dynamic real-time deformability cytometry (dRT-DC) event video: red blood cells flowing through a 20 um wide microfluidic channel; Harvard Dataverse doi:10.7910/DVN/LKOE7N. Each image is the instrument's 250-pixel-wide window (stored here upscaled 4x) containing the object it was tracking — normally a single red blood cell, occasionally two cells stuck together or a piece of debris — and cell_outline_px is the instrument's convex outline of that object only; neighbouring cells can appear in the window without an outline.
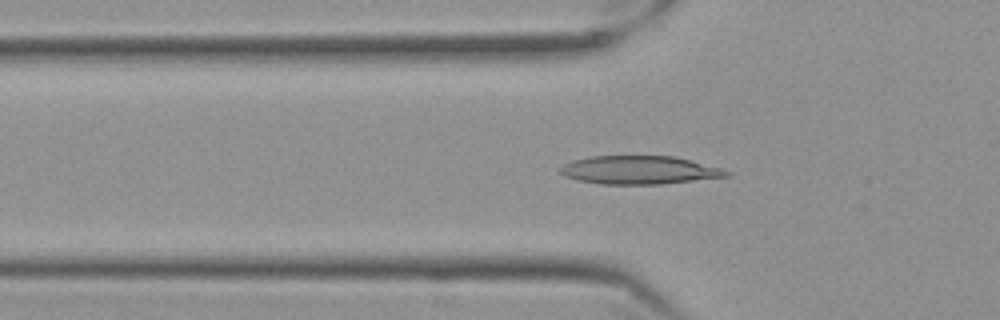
{"species": "Egyptian fruit bat (a non-hibernating species)", "species_latin": "Rousettus aegyptiacus", "temperature_condition": "cold", "stored_images_in_passage": 45, "camera_frame_rate_fps": 3000, "um_per_image_px": 0.085, "frame": {"image": 1, "passage_image": 11, "time_ms": 3.333, "image_size_px": [1000, 320], "cell_outline_px": [[732, 176], [660, 184], [600, 184], [580, 180], [564, 176], [560, 172], [560, 168], [564, 164], [572, 160], [588, 156], [672, 156], [720, 168], [732, 172]], "centroid_in_image_um": [54.33, 14.45], "position_along_channel_um": 71.5, "area_um2": 27.28}}
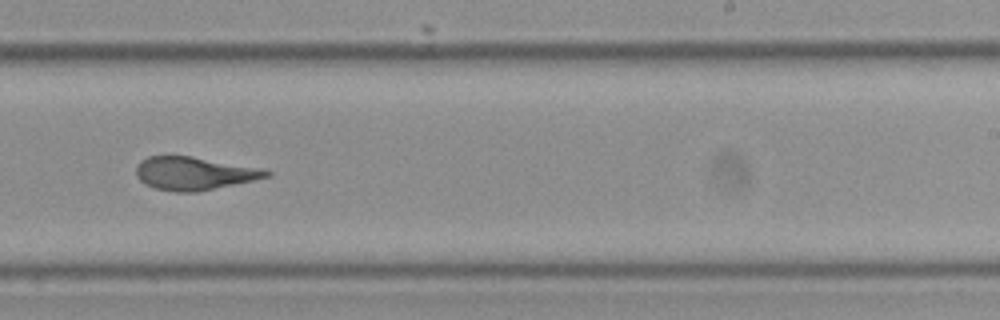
{"frame": {"image": 2, "passage_image": 28, "time_ms": 9.0, "image_size_px": [1000, 320], "cell_outline_px": [[272, 176], [196, 192], [176, 192], [152, 188], [144, 184], [136, 176], [136, 164], [140, 160], [148, 156], [192, 156], [264, 168], [272, 172]], "centroid_in_image_um": [16.49, 14.73], "position_along_channel_um": 272.5, "area_um2": 25.37}}
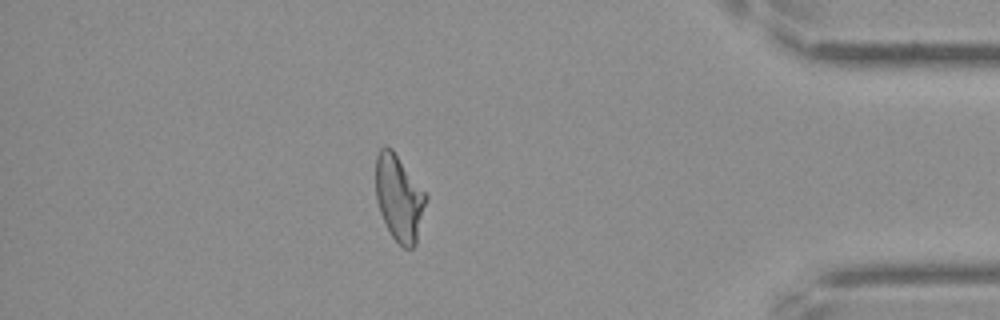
{"frame": {"image": 3, "passage_image": 42, "time_ms": 13.667, "image_size_px": [1000, 320], "cell_outline_px": [[428, 196], [416, 244], [412, 248], [404, 248], [392, 236], [380, 212], [376, 200], [376, 156], [380, 148], [384, 144], [388, 144], [392, 148]], "centroid_in_image_um": [33.92, 16.79], "position_along_channel_um": 401.3, "area_um2": 25.14}, "authors_computed_cell_mechanics": {"area_um2": 25.3164, "velocity_mm_per_s": 3.5341, "shape_relaxation_time_tau1_ms": null, "shape_relaxation_time_tau2_ms": 2.011, "deformation_change_tau1": null, "deformation_change_tau2": 0.0933}}